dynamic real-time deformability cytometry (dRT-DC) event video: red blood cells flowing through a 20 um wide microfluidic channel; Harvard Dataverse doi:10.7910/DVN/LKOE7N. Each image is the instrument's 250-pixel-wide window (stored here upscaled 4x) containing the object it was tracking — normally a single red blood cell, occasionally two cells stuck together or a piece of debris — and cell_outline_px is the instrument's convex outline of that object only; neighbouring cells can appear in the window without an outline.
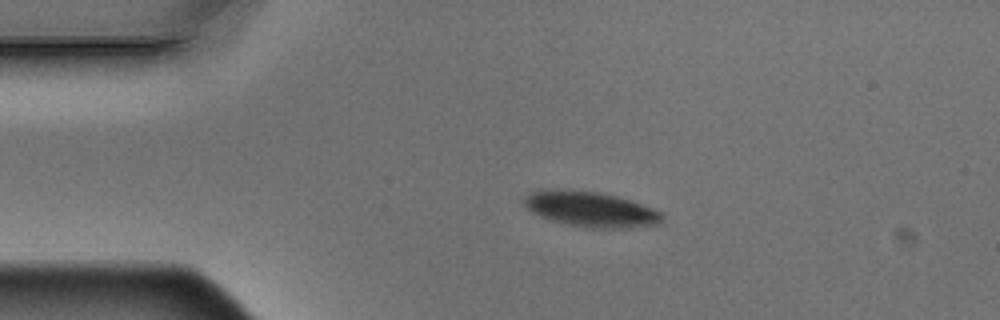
{"species": "Egyptian fruit bat (a non-hibernating species)", "species_latin": "Rousettus aegyptiacus", "temperature_condition": "warm", "stored_images_in_passage": 5, "camera_frame_rate_fps": 3000, "um_per_image_px": 0.085, "animal": {"sex": "male"}, "frame": {"image": 1, "passage_image": 4, "time_ms": 1.0, "image_size_px": [1000, 320], "cell_outline_px": [[664, 220], [656, 224], [628, 228], [584, 228], [552, 220], [540, 216], [532, 212], [524, 204], [524, 200], [532, 192], [552, 188], [572, 188], [600, 192], [632, 200], [652, 208], [660, 212], [664, 216]], "centroid_in_image_um": [50.22, 17.77], "position_along_channel_um": 34.8, "area_um2": 28.61}}